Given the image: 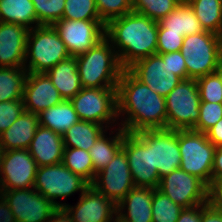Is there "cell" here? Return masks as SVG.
Masks as SVG:
<instances>
[{
  "label": "cell",
  "instance_id": "obj_7",
  "mask_svg": "<svg viewBox=\"0 0 222 222\" xmlns=\"http://www.w3.org/2000/svg\"><path fill=\"white\" fill-rule=\"evenodd\" d=\"M70 102L80 120L103 125L108 130L119 125L117 87L82 88Z\"/></svg>",
  "mask_w": 222,
  "mask_h": 222
},
{
  "label": "cell",
  "instance_id": "obj_16",
  "mask_svg": "<svg viewBox=\"0 0 222 222\" xmlns=\"http://www.w3.org/2000/svg\"><path fill=\"white\" fill-rule=\"evenodd\" d=\"M128 70L139 81L164 98L182 81L169 67L168 53L152 54L137 61Z\"/></svg>",
  "mask_w": 222,
  "mask_h": 222
},
{
  "label": "cell",
  "instance_id": "obj_32",
  "mask_svg": "<svg viewBox=\"0 0 222 222\" xmlns=\"http://www.w3.org/2000/svg\"><path fill=\"white\" fill-rule=\"evenodd\" d=\"M62 164L90 185L94 181V168L88 151L80 148H64Z\"/></svg>",
  "mask_w": 222,
  "mask_h": 222
},
{
  "label": "cell",
  "instance_id": "obj_21",
  "mask_svg": "<svg viewBox=\"0 0 222 222\" xmlns=\"http://www.w3.org/2000/svg\"><path fill=\"white\" fill-rule=\"evenodd\" d=\"M28 151L36 161L37 167L62 163L64 152L63 136L39 125Z\"/></svg>",
  "mask_w": 222,
  "mask_h": 222
},
{
  "label": "cell",
  "instance_id": "obj_51",
  "mask_svg": "<svg viewBox=\"0 0 222 222\" xmlns=\"http://www.w3.org/2000/svg\"><path fill=\"white\" fill-rule=\"evenodd\" d=\"M113 222H121L118 218H116Z\"/></svg>",
  "mask_w": 222,
  "mask_h": 222
},
{
  "label": "cell",
  "instance_id": "obj_20",
  "mask_svg": "<svg viewBox=\"0 0 222 222\" xmlns=\"http://www.w3.org/2000/svg\"><path fill=\"white\" fill-rule=\"evenodd\" d=\"M29 29L0 22V67H24Z\"/></svg>",
  "mask_w": 222,
  "mask_h": 222
},
{
  "label": "cell",
  "instance_id": "obj_13",
  "mask_svg": "<svg viewBox=\"0 0 222 222\" xmlns=\"http://www.w3.org/2000/svg\"><path fill=\"white\" fill-rule=\"evenodd\" d=\"M122 149L125 151L134 185L157 189L160 178L157 169L152 167L151 146L138 133L124 130Z\"/></svg>",
  "mask_w": 222,
  "mask_h": 222
},
{
  "label": "cell",
  "instance_id": "obj_6",
  "mask_svg": "<svg viewBox=\"0 0 222 222\" xmlns=\"http://www.w3.org/2000/svg\"><path fill=\"white\" fill-rule=\"evenodd\" d=\"M180 51L185 58L187 79L197 80L215 73L222 59V36L210 31L186 35Z\"/></svg>",
  "mask_w": 222,
  "mask_h": 222
},
{
  "label": "cell",
  "instance_id": "obj_4",
  "mask_svg": "<svg viewBox=\"0 0 222 222\" xmlns=\"http://www.w3.org/2000/svg\"><path fill=\"white\" fill-rule=\"evenodd\" d=\"M57 208L34 188L0 190V222H48Z\"/></svg>",
  "mask_w": 222,
  "mask_h": 222
},
{
  "label": "cell",
  "instance_id": "obj_15",
  "mask_svg": "<svg viewBox=\"0 0 222 222\" xmlns=\"http://www.w3.org/2000/svg\"><path fill=\"white\" fill-rule=\"evenodd\" d=\"M150 146L152 167L159 178L180 168L181 153L178 146V130L163 128L137 132Z\"/></svg>",
  "mask_w": 222,
  "mask_h": 222
},
{
  "label": "cell",
  "instance_id": "obj_31",
  "mask_svg": "<svg viewBox=\"0 0 222 222\" xmlns=\"http://www.w3.org/2000/svg\"><path fill=\"white\" fill-rule=\"evenodd\" d=\"M27 73L24 67H0V102L23 100Z\"/></svg>",
  "mask_w": 222,
  "mask_h": 222
},
{
  "label": "cell",
  "instance_id": "obj_5",
  "mask_svg": "<svg viewBox=\"0 0 222 222\" xmlns=\"http://www.w3.org/2000/svg\"><path fill=\"white\" fill-rule=\"evenodd\" d=\"M70 56L53 26L39 25L29 31L24 63L28 73H45Z\"/></svg>",
  "mask_w": 222,
  "mask_h": 222
},
{
  "label": "cell",
  "instance_id": "obj_17",
  "mask_svg": "<svg viewBox=\"0 0 222 222\" xmlns=\"http://www.w3.org/2000/svg\"><path fill=\"white\" fill-rule=\"evenodd\" d=\"M116 205L135 186L125 151L121 148L109 164L99 171L91 184Z\"/></svg>",
  "mask_w": 222,
  "mask_h": 222
},
{
  "label": "cell",
  "instance_id": "obj_37",
  "mask_svg": "<svg viewBox=\"0 0 222 222\" xmlns=\"http://www.w3.org/2000/svg\"><path fill=\"white\" fill-rule=\"evenodd\" d=\"M95 2L100 19L105 24L132 12V0H95Z\"/></svg>",
  "mask_w": 222,
  "mask_h": 222
},
{
  "label": "cell",
  "instance_id": "obj_47",
  "mask_svg": "<svg viewBox=\"0 0 222 222\" xmlns=\"http://www.w3.org/2000/svg\"><path fill=\"white\" fill-rule=\"evenodd\" d=\"M222 177V146L216 147L212 168V180Z\"/></svg>",
  "mask_w": 222,
  "mask_h": 222
},
{
  "label": "cell",
  "instance_id": "obj_48",
  "mask_svg": "<svg viewBox=\"0 0 222 222\" xmlns=\"http://www.w3.org/2000/svg\"><path fill=\"white\" fill-rule=\"evenodd\" d=\"M48 222H73L72 216L64 207H58Z\"/></svg>",
  "mask_w": 222,
  "mask_h": 222
},
{
  "label": "cell",
  "instance_id": "obj_22",
  "mask_svg": "<svg viewBox=\"0 0 222 222\" xmlns=\"http://www.w3.org/2000/svg\"><path fill=\"white\" fill-rule=\"evenodd\" d=\"M153 188L134 186L117 204V218L121 222L152 221Z\"/></svg>",
  "mask_w": 222,
  "mask_h": 222
},
{
  "label": "cell",
  "instance_id": "obj_24",
  "mask_svg": "<svg viewBox=\"0 0 222 222\" xmlns=\"http://www.w3.org/2000/svg\"><path fill=\"white\" fill-rule=\"evenodd\" d=\"M64 100L73 98L83 87L77 69L75 56L58 62L45 72Z\"/></svg>",
  "mask_w": 222,
  "mask_h": 222
},
{
  "label": "cell",
  "instance_id": "obj_26",
  "mask_svg": "<svg viewBox=\"0 0 222 222\" xmlns=\"http://www.w3.org/2000/svg\"><path fill=\"white\" fill-rule=\"evenodd\" d=\"M39 115V125L51 129L63 136L75 123L80 121L70 100H62L59 104L49 107Z\"/></svg>",
  "mask_w": 222,
  "mask_h": 222
},
{
  "label": "cell",
  "instance_id": "obj_40",
  "mask_svg": "<svg viewBox=\"0 0 222 222\" xmlns=\"http://www.w3.org/2000/svg\"><path fill=\"white\" fill-rule=\"evenodd\" d=\"M24 111L23 100L0 102V134L7 130Z\"/></svg>",
  "mask_w": 222,
  "mask_h": 222
},
{
  "label": "cell",
  "instance_id": "obj_35",
  "mask_svg": "<svg viewBox=\"0 0 222 222\" xmlns=\"http://www.w3.org/2000/svg\"><path fill=\"white\" fill-rule=\"evenodd\" d=\"M39 25L53 26L63 18L66 0H31Z\"/></svg>",
  "mask_w": 222,
  "mask_h": 222
},
{
  "label": "cell",
  "instance_id": "obj_11",
  "mask_svg": "<svg viewBox=\"0 0 222 222\" xmlns=\"http://www.w3.org/2000/svg\"><path fill=\"white\" fill-rule=\"evenodd\" d=\"M157 189L183 208L208 203V186L181 168L160 178Z\"/></svg>",
  "mask_w": 222,
  "mask_h": 222
},
{
  "label": "cell",
  "instance_id": "obj_9",
  "mask_svg": "<svg viewBox=\"0 0 222 222\" xmlns=\"http://www.w3.org/2000/svg\"><path fill=\"white\" fill-rule=\"evenodd\" d=\"M200 102L197 80H182L165 97L166 128L193 129L200 117Z\"/></svg>",
  "mask_w": 222,
  "mask_h": 222
},
{
  "label": "cell",
  "instance_id": "obj_27",
  "mask_svg": "<svg viewBox=\"0 0 222 222\" xmlns=\"http://www.w3.org/2000/svg\"><path fill=\"white\" fill-rule=\"evenodd\" d=\"M168 32L182 33L183 36L204 32L189 3H180L172 12L158 22Z\"/></svg>",
  "mask_w": 222,
  "mask_h": 222
},
{
  "label": "cell",
  "instance_id": "obj_2",
  "mask_svg": "<svg viewBox=\"0 0 222 222\" xmlns=\"http://www.w3.org/2000/svg\"><path fill=\"white\" fill-rule=\"evenodd\" d=\"M158 27L157 21L133 11L106 24L105 37L111 42L124 70L156 54Z\"/></svg>",
  "mask_w": 222,
  "mask_h": 222
},
{
  "label": "cell",
  "instance_id": "obj_12",
  "mask_svg": "<svg viewBox=\"0 0 222 222\" xmlns=\"http://www.w3.org/2000/svg\"><path fill=\"white\" fill-rule=\"evenodd\" d=\"M37 168L28 149L1 151L0 190L34 188Z\"/></svg>",
  "mask_w": 222,
  "mask_h": 222
},
{
  "label": "cell",
  "instance_id": "obj_19",
  "mask_svg": "<svg viewBox=\"0 0 222 222\" xmlns=\"http://www.w3.org/2000/svg\"><path fill=\"white\" fill-rule=\"evenodd\" d=\"M62 100L63 98L46 73H27L23 91L26 112L40 114Z\"/></svg>",
  "mask_w": 222,
  "mask_h": 222
},
{
  "label": "cell",
  "instance_id": "obj_39",
  "mask_svg": "<svg viewBox=\"0 0 222 222\" xmlns=\"http://www.w3.org/2000/svg\"><path fill=\"white\" fill-rule=\"evenodd\" d=\"M200 117L192 130L206 133L222 118V103L200 102Z\"/></svg>",
  "mask_w": 222,
  "mask_h": 222
},
{
  "label": "cell",
  "instance_id": "obj_28",
  "mask_svg": "<svg viewBox=\"0 0 222 222\" xmlns=\"http://www.w3.org/2000/svg\"><path fill=\"white\" fill-rule=\"evenodd\" d=\"M0 22L19 24L29 30L39 26L31 0H0Z\"/></svg>",
  "mask_w": 222,
  "mask_h": 222
},
{
  "label": "cell",
  "instance_id": "obj_45",
  "mask_svg": "<svg viewBox=\"0 0 222 222\" xmlns=\"http://www.w3.org/2000/svg\"><path fill=\"white\" fill-rule=\"evenodd\" d=\"M176 222H201V205L184 208Z\"/></svg>",
  "mask_w": 222,
  "mask_h": 222
},
{
  "label": "cell",
  "instance_id": "obj_38",
  "mask_svg": "<svg viewBox=\"0 0 222 222\" xmlns=\"http://www.w3.org/2000/svg\"><path fill=\"white\" fill-rule=\"evenodd\" d=\"M201 102L222 103V82L216 73L197 79Z\"/></svg>",
  "mask_w": 222,
  "mask_h": 222
},
{
  "label": "cell",
  "instance_id": "obj_42",
  "mask_svg": "<svg viewBox=\"0 0 222 222\" xmlns=\"http://www.w3.org/2000/svg\"><path fill=\"white\" fill-rule=\"evenodd\" d=\"M181 51L168 53V65L173 74L179 76L182 80L187 79V67Z\"/></svg>",
  "mask_w": 222,
  "mask_h": 222
},
{
  "label": "cell",
  "instance_id": "obj_49",
  "mask_svg": "<svg viewBox=\"0 0 222 222\" xmlns=\"http://www.w3.org/2000/svg\"><path fill=\"white\" fill-rule=\"evenodd\" d=\"M215 73L218 75V77L220 78V81L222 82V59L220 60Z\"/></svg>",
  "mask_w": 222,
  "mask_h": 222
},
{
  "label": "cell",
  "instance_id": "obj_23",
  "mask_svg": "<svg viewBox=\"0 0 222 222\" xmlns=\"http://www.w3.org/2000/svg\"><path fill=\"white\" fill-rule=\"evenodd\" d=\"M39 126V115L24 111L0 134V150L28 149Z\"/></svg>",
  "mask_w": 222,
  "mask_h": 222
},
{
  "label": "cell",
  "instance_id": "obj_43",
  "mask_svg": "<svg viewBox=\"0 0 222 222\" xmlns=\"http://www.w3.org/2000/svg\"><path fill=\"white\" fill-rule=\"evenodd\" d=\"M208 203L222 211V177L213 179L208 186Z\"/></svg>",
  "mask_w": 222,
  "mask_h": 222
},
{
  "label": "cell",
  "instance_id": "obj_18",
  "mask_svg": "<svg viewBox=\"0 0 222 222\" xmlns=\"http://www.w3.org/2000/svg\"><path fill=\"white\" fill-rule=\"evenodd\" d=\"M79 196L76 205L64 206L73 222H113L117 218V205L93 186Z\"/></svg>",
  "mask_w": 222,
  "mask_h": 222
},
{
  "label": "cell",
  "instance_id": "obj_50",
  "mask_svg": "<svg viewBox=\"0 0 222 222\" xmlns=\"http://www.w3.org/2000/svg\"><path fill=\"white\" fill-rule=\"evenodd\" d=\"M180 3H188L190 0H178Z\"/></svg>",
  "mask_w": 222,
  "mask_h": 222
},
{
  "label": "cell",
  "instance_id": "obj_34",
  "mask_svg": "<svg viewBox=\"0 0 222 222\" xmlns=\"http://www.w3.org/2000/svg\"><path fill=\"white\" fill-rule=\"evenodd\" d=\"M179 4L178 0H132V11L159 22Z\"/></svg>",
  "mask_w": 222,
  "mask_h": 222
},
{
  "label": "cell",
  "instance_id": "obj_30",
  "mask_svg": "<svg viewBox=\"0 0 222 222\" xmlns=\"http://www.w3.org/2000/svg\"><path fill=\"white\" fill-rule=\"evenodd\" d=\"M188 3L205 31L222 36V0H190Z\"/></svg>",
  "mask_w": 222,
  "mask_h": 222
},
{
  "label": "cell",
  "instance_id": "obj_10",
  "mask_svg": "<svg viewBox=\"0 0 222 222\" xmlns=\"http://www.w3.org/2000/svg\"><path fill=\"white\" fill-rule=\"evenodd\" d=\"M89 186L85 179L62 163L41 166L36 171L34 189L58 207H64L67 203L58 202L57 199H65L75 192L83 193Z\"/></svg>",
  "mask_w": 222,
  "mask_h": 222
},
{
  "label": "cell",
  "instance_id": "obj_14",
  "mask_svg": "<svg viewBox=\"0 0 222 222\" xmlns=\"http://www.w3.org/2000/svg\"><path fill=\"white\" fill-rule=\"evenodd\" d=\"M102 20H58L53 27L65 43L71 56L80 55L105 37Z\"/></svg>",
  "mask_w": 222,
  "mask_h": 222
},
{
  "label": "cell",
  "instance_id": "obj_3",
  "mask_svg": "<svg viewBox=\"0 0 222 222\" xmlns=\"http://www.w3.org/2000/svg\"><path fill=\"white\" fill-rule=\"evenodd\" d=\"M75 57L83 88L117 87L124 69L106 37L88 51Z\"/></svg>",
  "mask_w": 222,
  "mask_h": 222
},
{
  "label": "cell",
  "instance_id": "obj_44",
  "mask_svg": "<svg viewBox=\"0 0 222 222\" xmlns=\"http://www.w3.org/2000/svg\"><path fill=\"white\" fill-rule=\"evenodd\" d=\"M201 222H222V211L209 203L202 204Z\"/></svg>",
  "mask_w": 222,
  "mask_h": 222
},
{
  "label": "cell",
  "instance_id": "obj_29",
  "mask_svg": "<svg viewBox=\"0 0 222 222\" xmlns=\"http://www.w3.org/2000/svg\"><path fill=\"white\" fill-rule=\"evenodd\" d=\"M103 125L80 120L63 135L64 148H80L90 151L96 140L108 129Z\"/></svg>",
  "mask_w": 222,
  "mask_h": 222
},
{
  "label": "cell",
  "instance_id": "obj_41",
  "mask_svg": "<svg viewBox=\"0 0 222 222\" xmlns=\"http://www.w3.org/2000/svg\"><path fill=\"white\" fill-rule=\"evenodd\" d=\"M183 34L168 32L160 24L157 37V54L171 53L180 51L183 44Z\"/></svg>",
  "mask_w": 222,
  "mask_h": 222
},
{
  "label": "cell",
  "instance_id": "obj_1",
  "mask_svg": "<svg viewBox=\"0 0 222 222\" xmlns=\"http://www.w3.org/2000/svg\"><path fill=\"white\" fill-rule=\"evenodd\" d=\"M117 115L128 133L166 128L165 98L125 69L117 84Z\"/></svg>",
  "mask_w": 222,
  "mask_h": 222
},
{
  "label": "cell",
  "instance_id": "obj_46",
  "mask_svg": "<svg viewBox=\"0 0 222 222\" xmlns=\"http://www.w3.org/2000/svg\"><path fill=\"white\" fill-rule=\"evenodd\" d=\"M206 135L214 146H222V118L206 132Z\"/></svg>",
  "mask_w": 222,
  "mask_h": 222
},
{
  "label": "cell",
  "instance_id": "obj_8",
  "mask_svg": "<svg viewBox=\"0 0 222 222\" xmlns=\"http://www.w3.org/2000/svg\"><path fill=\"white\" fill-rule=\"evenodd\" d=\"M178 146L181 153L180 168L209 186L216 146L207 139L206 133L192 129L178 130Z\"/></svg>",
  "mask_w": 222,
  "mask_h": 222
},
{
  "label": "cell",
  "instance_id": "obj_36",
  "mask_svg": "<svg viewBox=\"0 0 222 222\" xmlns=\"http://www.w3.org/2000/svg\"><path fill=\"white\" fill-rule=\"evenodd\" d=\"M62 19L101 20L95 0H66Z\"/></svg>",
  "mask_w": 222,
  "mask_h": 222
},
{
  "label": "cell",
  "instance_id": "obj_25",
  "mask_svg": "<svg viewBox=\"0 0 222 222\" xmlns=\"http://www.w3.org/2000/svg\"><path fill=\"white\" fill-rule=\"evenodd\" d=\"M112 129L113 128L110 130L111 134L109 131L108 136V130H106L90 148L89 154L93 163L94 179L96 174L105 168L107 164H109L110 161L114 158L116 153L122 148L124 129L121 126L115 128L114 131H112Z\"/></svg>",
  "mask_w": 222,
  "mask_h": 222
},
{
  "label": "cell",
  "instance_id": "obj_33",
  "mask_svg": "<svg viewBox=\"0 0 222 222\" xmlns=\"http://www.w3.org/2000/svg\"><path fill=\"white\" fill-rule=\"evenodd\" d=\"M151 209L153 222H176L184 208L175 204L158 189H153Z\"/></svg>",
  "mask_w": 222,
  "mask_h": 222
}]
</instances>
